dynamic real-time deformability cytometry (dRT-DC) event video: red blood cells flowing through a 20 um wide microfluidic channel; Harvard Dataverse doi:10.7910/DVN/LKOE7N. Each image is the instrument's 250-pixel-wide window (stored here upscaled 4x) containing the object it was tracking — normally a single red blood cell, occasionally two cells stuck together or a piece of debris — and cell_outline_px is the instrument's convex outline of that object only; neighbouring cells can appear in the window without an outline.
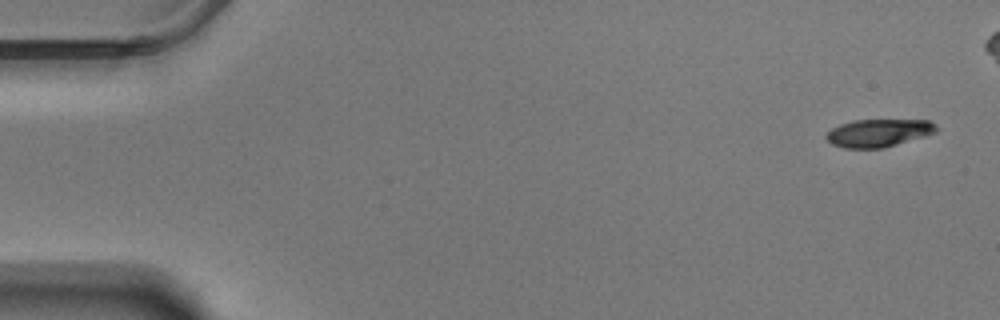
{"species": "Egyptian fruit bat (a non-hibernating species)", "species_latin": "Rousettus aegyptiacus", "temperature_condition": "warm", "stored_images_in_passage": 9, "camera_frame_rate_fps": 3000, "um_per_image_px": 0.085, "animal": {"sex": "male"}, "frame": {"image": 1, "passage_image": 1, "time_ms": 0.0, "image_size_px": [1000, 320], "cell_outline_px": [[940, 128], [936, 132], [924, 136], [884, 148], [844, 148], [832, 144], [824, 136], [832, 128], [840, 124], [852, 120], [928, 120], [936, 124]], "centroid_in_image_um": [74.69, 11.29], "position_along_channel_um": 10.3, "area_um2": 17.86}}